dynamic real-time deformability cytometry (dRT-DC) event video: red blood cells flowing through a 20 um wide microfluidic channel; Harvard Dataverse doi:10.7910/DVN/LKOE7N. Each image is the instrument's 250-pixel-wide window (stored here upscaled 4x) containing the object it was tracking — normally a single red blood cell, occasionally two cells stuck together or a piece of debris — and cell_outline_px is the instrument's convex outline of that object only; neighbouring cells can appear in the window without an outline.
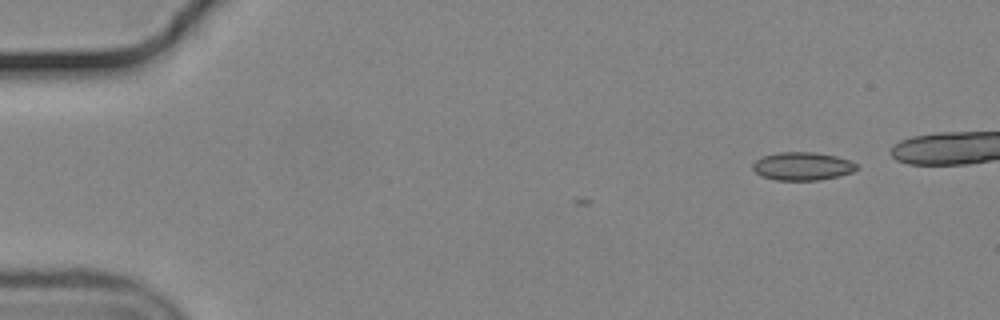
{"species": "common noctule bat (a hibernating species)", "species_latin": "Nyctalus noctula", "temperature_condition": "cold", "stored_images_in_passage": 4, "camera_frame_rate_fps": 3000, "um_per_image_px": 0.085, "animal": {"sex": "male", "body_mass_g": 19.2, "forearm_length_mm": 51.8}, "frame": {"image": 1, "passage_image": 1, "time_ms": 0.0, "image_size_px": [1000, 320], "cell_outline_px": [[856, 168], [852, 172], [820, 180], [776, 180], [760, 176], [752, 168], [752, 164], [756, 160], [764, 156], [780, 152], [812, 152], [836, 156], [848, 160], [856, 164]], "centroid_in_image_um": [68.16, 14.13], "position_along_channel_um": 16.8, "area_um2": 16.82}}